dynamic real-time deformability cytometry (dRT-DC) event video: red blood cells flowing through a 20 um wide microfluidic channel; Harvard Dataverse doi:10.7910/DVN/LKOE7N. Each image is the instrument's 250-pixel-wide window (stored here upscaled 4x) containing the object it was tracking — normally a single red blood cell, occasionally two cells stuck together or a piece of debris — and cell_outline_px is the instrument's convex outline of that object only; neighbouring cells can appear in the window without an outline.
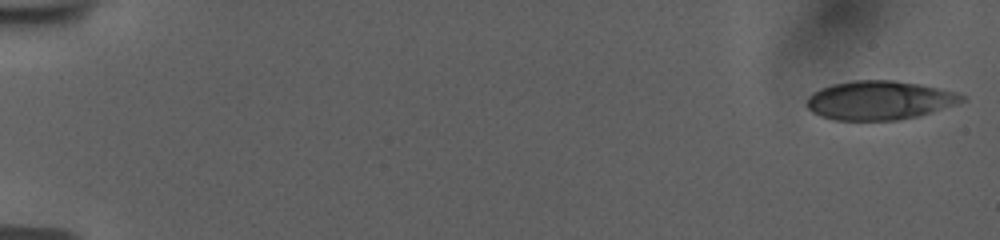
{"species": "human", "species_latin": "Homo sapiens", "temperature_condition": "room temperature", "stored_images_in_passage": 55, "camera_frame_rate_fps": 3000, "um_per_image_px": 0.085, "donor": {"sex": "female"}, "frame": {"image": 1, "passage_image": 1, "time_ms": 0.0, "image_size_px": [1000, 240], "cell_outline_px": [[968, 100], [920, 116], [900, 120], [836, 120], [820, 116], [812, 112], [808, 108], [808, 96], [812, 92], [820, 88], [832, 84], [852, 80], [892, 80], [920, 84], [956, 92], [964, 96]], "centroid_in_image_um": [74.76, 8.52], "position_along_channel_um": 10.2, "area_um2": 35.32}}
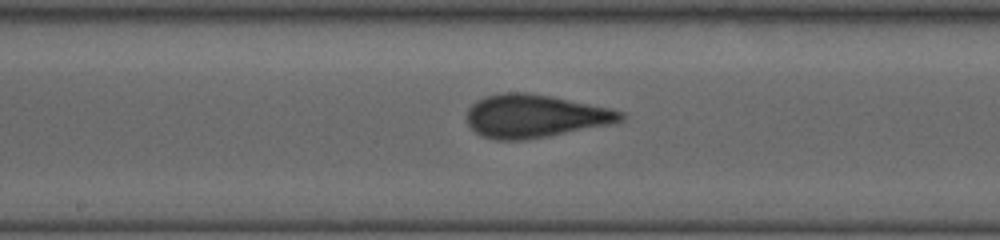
{"frame": {"image": 2, "passage_image": 30, "time_ms": 9.667, "image_size_px": [1000, 240], "cell_outline_px": [[624, 120], [616, 124], [548, 136], [524, 140], [496, 140], [480, 136], [468, 124], [468, 108], [472, 104], [484, 96], [504, 92], [528, 92], [552, 96], [612, 108], [624, 112]], "centroid_in_image_um": [45.52, 9.87], "position_along_channel_um": 202.7, "area_um2": 39.07}}
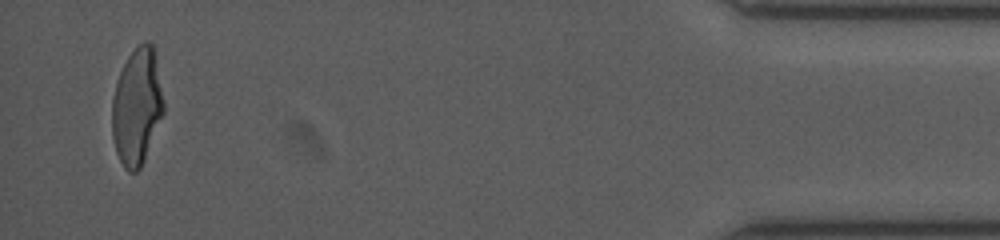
{"frame": {"image": 3, "passage_image": 53, "time_ms": 17.333, "image_size_px": [1000, 240], "cell_outline_px": [[164, 112], [144, 160], [140, 168], [136, 172], [128, 172], [124, 168], [116, 152], [112, 136], [112, 100], [116, 84], [120, 72], [128, 56], [144, 40], [152, 44], [164, 104]], "centroid_in_image_um": [11.62, 9.11], "position_along_channel_um": 423.6, "area_um2": 34.56}, "authors_computed_cell_mechanics": {"area_um2": 36.7608, "velocity_mm_per_s": 3.7903, "shape_relaxation_time_tau1_ms": 7.1997, "shape_relaxation_time_tau2_ms": 0.7849, "deformation_change_tau1": 0.1877, "deformation_change_tau2": 0.0707}}